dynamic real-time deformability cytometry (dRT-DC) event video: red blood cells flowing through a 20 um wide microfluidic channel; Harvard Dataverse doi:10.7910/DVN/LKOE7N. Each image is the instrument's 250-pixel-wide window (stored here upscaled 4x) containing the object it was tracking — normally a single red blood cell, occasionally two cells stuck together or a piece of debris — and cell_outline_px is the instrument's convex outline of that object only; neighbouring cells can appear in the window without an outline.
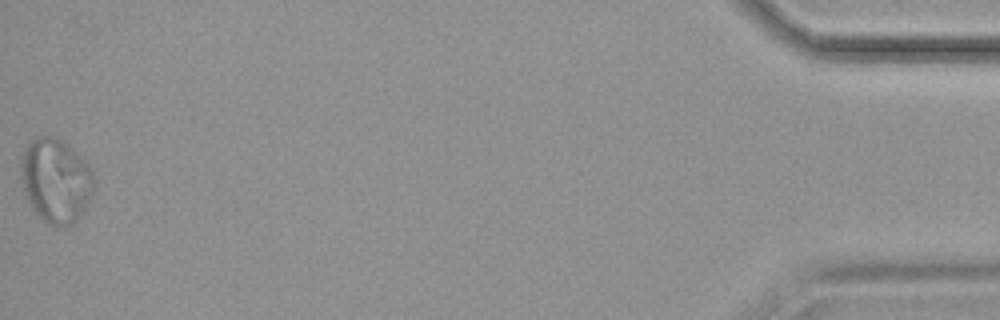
{"species": "common noctule bat (a hibernating species)", "species_latin": "Nyctalus noctula", "temperature_condition": "cold", "stored_images_in_passage": 41, "segment_of_instrument_passage": [2, 2], "camera_frame_rate_fps": 3000, "um_per_image_px": 0.085, "animal": {"sex": "female", "body_mass_g": 19.9}, "frame": {"image": 1, "passage_image": 41, "time_ms": 13.333, "image_size_px": [1000, 320], "cell_outline_px": [[92, 196], [80, 216], [76, 220], [60, 228], [56, 228], [48, 224], [32, 208], [24, 192], [20, 172], [20, 160], [24, 148], [36, 136], [56, 136], [92, 168]], "centroid_in_image_um": [4.7, 15.35], "position_along_channel_um": 430.5, "area_um2": 35.55}}